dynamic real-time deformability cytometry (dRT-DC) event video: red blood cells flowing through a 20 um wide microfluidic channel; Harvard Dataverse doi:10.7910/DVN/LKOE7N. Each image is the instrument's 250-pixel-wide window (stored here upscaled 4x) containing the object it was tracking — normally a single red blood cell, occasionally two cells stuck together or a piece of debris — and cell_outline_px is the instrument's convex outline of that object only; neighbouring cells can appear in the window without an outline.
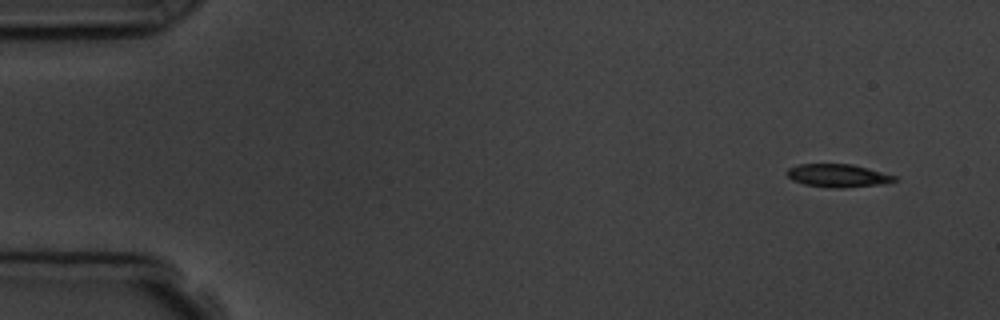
{"species": "common noctule bat (a hibernating species)", "species_latin": "Nyctalus noctula", "temperature_condition": "room temperature", "stored_images_in_passage": 10, "camera_frame_rate_fps": 3000, "um_per_image_px": 0.085, "animal": {"sex": "male", "body_mass_g": 19.5, "forearm_length_mm": 54.6}, "frame": {"image": 1, "passage_image": 1, "time_ms": 0.0, "image_size_px": [1000, 320], "cell_outline_px": [[896, 180], [884, 184], [844, 188], [828, 188], [804, 184], [792, 180], [784, 172], [788, 168], [796, 164], [852, 164], [868, 168], [896, 176]], "centroid_in_image_um": [71.18, 14.93], "position_along_channel_um": 13.8, "area_um2": 14.62}}
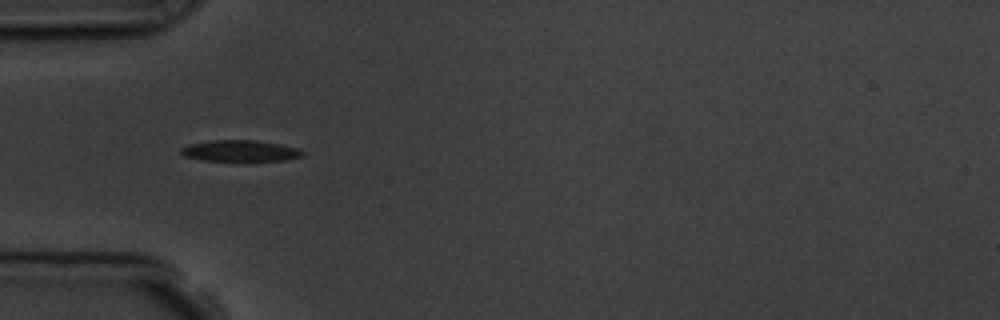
{"frame": {"image": 2, "passage_image": 4, "time_ms": 4.333, "image_size_px": [1000, 320], "cell_outline_px": [[308, 152], [304, 156], [284, 160], [244, 164], [236, 164], [204, 160], [184, 156], [180, 152], [180, 148], [192, 144], [212, 140], [256, 140], [280, 144], [300, 148]], "centroid_in_image_um": [20.51, 12.88], "position_along_channel_um": 64.5, "area_um2": 16.24}}